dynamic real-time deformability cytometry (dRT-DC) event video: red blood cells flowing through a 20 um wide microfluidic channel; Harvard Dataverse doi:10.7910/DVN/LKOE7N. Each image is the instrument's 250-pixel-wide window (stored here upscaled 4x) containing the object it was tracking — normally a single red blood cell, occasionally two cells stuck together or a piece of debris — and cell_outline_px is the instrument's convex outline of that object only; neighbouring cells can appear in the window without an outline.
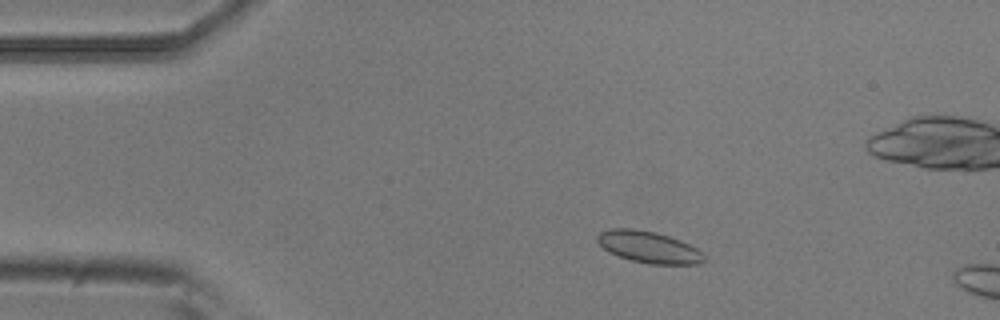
{"species": "common noctule bat (a hibernating species)", "species_latin": "Nyctalus noctula", "temperature_condition": "room temperature", "stored_images_in_passage": 4, "camera_frame_rate_fps": 3000, "um_per_image_px": 0.085, "animal": {"sex": "male", "body_mass_g": 20.5, "forearm_length_mm": 52.5}, "frame": {"image": 1, "passage_image": 2, "time_ms": 0.333, "image_size_px": [1000, 320], "cell_outline_px": [[704, 260], [696, 264], [648, 264], [632, 260], [620, 256], [604, 248], [596, 240], [596, 236], [600, 232], [608, 228], [632, 228], [656, 232], [680, 240], [696, 248], [704, 256]], "centroid_in_image_um": [55.11, 20.98], "position_along_channel_um": 29.9, "area_um2": 19.42}}